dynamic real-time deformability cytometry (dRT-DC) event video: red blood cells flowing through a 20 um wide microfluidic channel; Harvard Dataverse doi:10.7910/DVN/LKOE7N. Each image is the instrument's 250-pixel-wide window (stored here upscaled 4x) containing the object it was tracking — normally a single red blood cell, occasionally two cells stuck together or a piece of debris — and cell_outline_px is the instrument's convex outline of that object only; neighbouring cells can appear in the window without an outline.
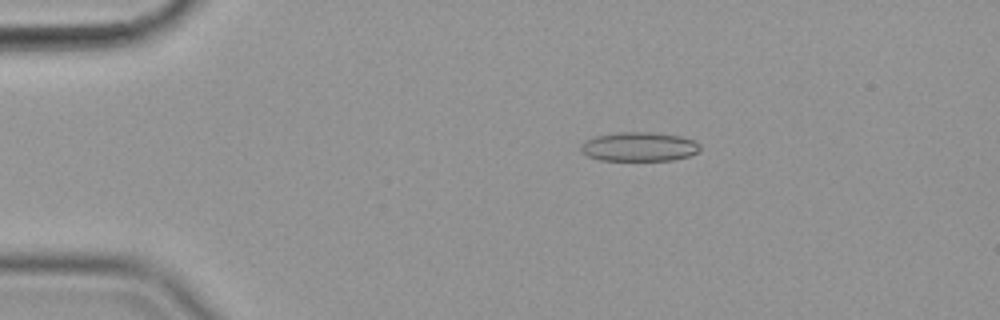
{"species": "common noctule bat (a hibernating species)", "species_latin": "Nyctalus noctula", "temperature_condition": "cold", "stored_images_in_passage": 56, "camera_frame_rate_fps": 3000, "um_per_image_px": 0.085, "animal": {"sex": "female", "body_mass_g": 19.9}, "frame": {"image": 1, "passage_image": 10, "time_ms": 3.0, "image_size_px": [1000, 320], "cell_outline_px": [[700, 152], [688, 156], [672, 160], [600, 160], [588, 156], [580, 152], [580, 144], [584, 140], [596, 136], [616, 132], [652, 132], [680, 136], [696, 140], [700, 144]], "centroid_in_image_um": [54.32, 12.46], "position_along_channel_um": 30.7, "area_um2": 20.52}}
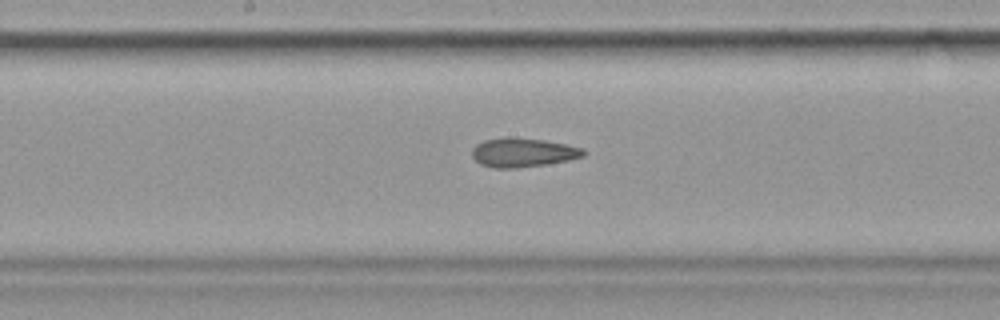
{"frame": {"image": 2, "passage_image": 29, "time_ms": 9.333, "image_size_px": [1000, 320], "cell_outline_px": [[584, 156], [568, 160], [544, 164], [516, 168], [492, 168], [480, 164], [472, 156], [472, 148], [476, 144], [484, 140], [504, 136], [508, 136], [544, 140], [568, 144], [584, 148]], "centroid_in_image_um": [44.42, 12.95], "position_along_channel_um": 203.8, "area_um2": 19.02}}
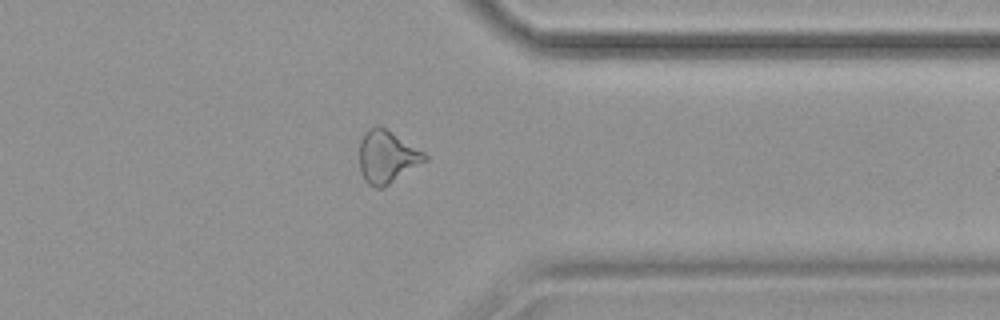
{"frame": {"image": 3, "passage_image": 44, "time_ms": 14.333, "image_size_px": [1000, 320], "cell_outline_px": [[428, 160], [384, 188], [376, 188], [368, 184], [364, 180], [360, 172], [360, 140], [364, 132], [368, 128], [376, 124], [380, 124], [424, 152], [428, 156]], "centroid_in_image_um": [32.89, 13.32], "position_along_channel_um": 378.5, "area_um2": 20.4}}